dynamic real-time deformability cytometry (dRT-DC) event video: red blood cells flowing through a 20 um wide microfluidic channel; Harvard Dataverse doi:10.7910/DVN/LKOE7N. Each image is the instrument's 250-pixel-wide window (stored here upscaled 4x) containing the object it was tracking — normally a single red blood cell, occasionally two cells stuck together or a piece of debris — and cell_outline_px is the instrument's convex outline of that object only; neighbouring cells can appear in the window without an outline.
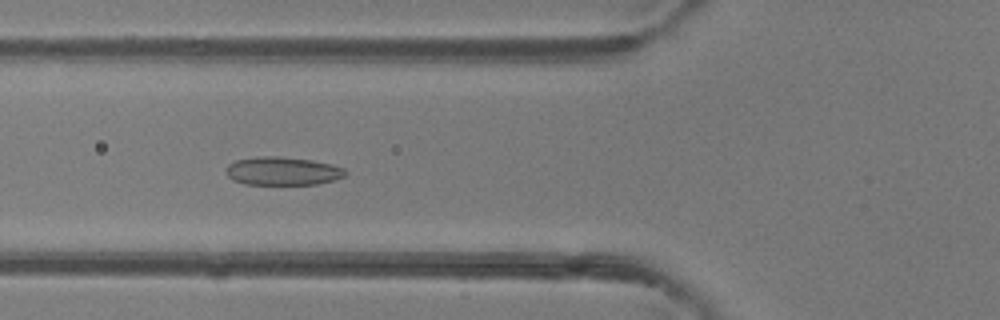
{"species": "common noctule bat (a hibernating species)", "species_latin": "Nyctalus noctula", "temperature_condition": "room temperature", "stored_images_in_passage": 47, "camera_frame_rate_fps": 3000, "um_per_image_px": 0.085, "animal": {"sex": "female"}, "frame": {"image": 1, "passage_image": 18, "time_ms": 5.667, "image_size_px": [1000, 320], "cell_outline_px": [[348, 172], [344, 176], [332, 180], [316, 184], [244, 184], [232, 180], [224, 172], [228, 164], [236, 160], [260, 156], [280, 156], [312, 160], [332, 164], [344, 168]], "centroid_in_image_um": [24.0, 14.53], "position_along_channel_um": 101.8, "area_um2": 19.77}}
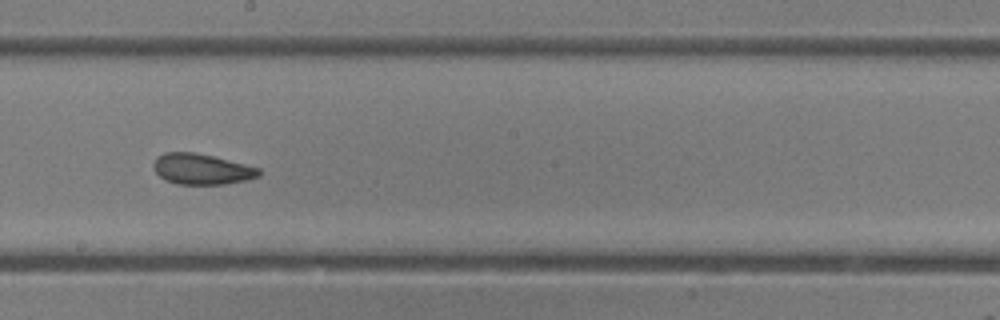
{"frame": {"image": 2, "passage_image": 27, "time_ms": 8.667, "image_size_px": [1000, 320], "cell_outline_px": [[260, 176], [244, 180], [224, 184], [176, 184], [164, 180], [156, 172], [152, 164], [156, 156], [164, 152], [196, 152], [260, 168]], "centroid_in_image_um": [17.09, 14.37], "position_along_channel_um": 231.1, "area_um2": 18.84}}
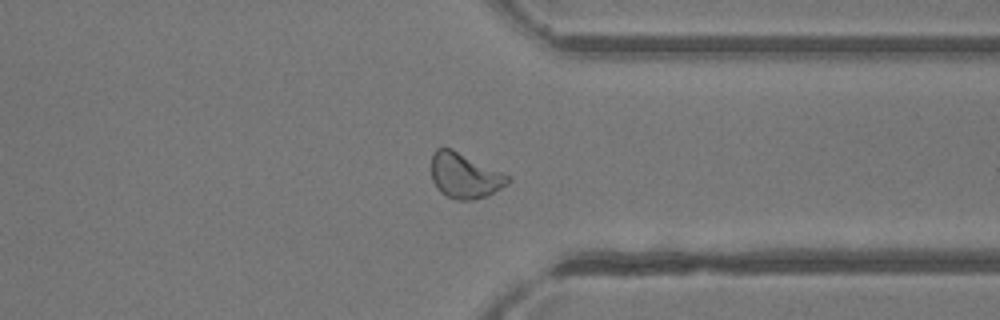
{"frame": {"image": 3, "passage_image": 37, "time_ms": 12.0, "image_size_px": [1000, 320], "cell_outline_px": [[512, 180], [508, 184], [488, 196], [472, 200], [456, 200], [440, 192], [436, 188], [432, 180], [432, 156], [436, 148], [452, 148], [508, 176]], "centroid_in_image_um": [39.48, 14.95], "position_along_channel_um": 371.9, "area_um2": 20.0}}